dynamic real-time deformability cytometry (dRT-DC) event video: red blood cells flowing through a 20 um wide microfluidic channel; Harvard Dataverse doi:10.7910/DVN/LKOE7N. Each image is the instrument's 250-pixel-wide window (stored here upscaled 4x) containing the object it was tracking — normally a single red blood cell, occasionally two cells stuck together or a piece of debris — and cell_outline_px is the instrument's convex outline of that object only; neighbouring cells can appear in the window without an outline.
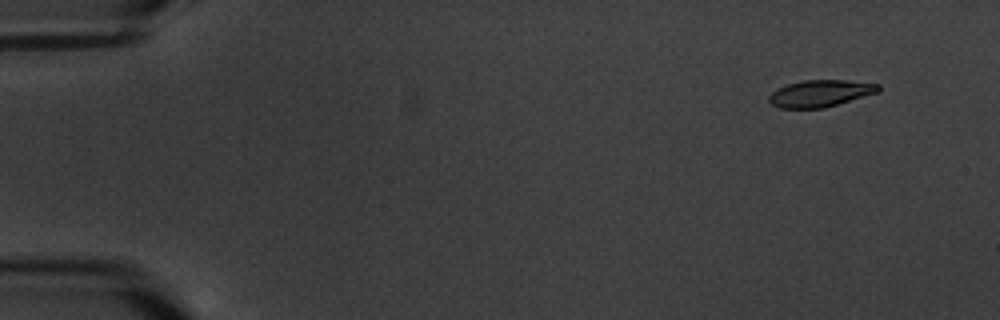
{"species": "common noctule bat (a hibernating species)", "species_latin": "Nyctalus noctula", "temperature_condition": "warm", "stored_images_in_passage": 5, "camera_frame_rate_fps": 3000, "um_per_image_px": 0.085, "animal": {"sex": "male", "body_mass_g": 20.1, "forearm_length_mm": 53.5}, "frame": {"image": 1, "passage_image": 1, "time_ms": 0.0, "image_size_px": [1000, 320], "cell_outline_px": [[880, 88], [876, 92], [824, 108], [780, 108], [772, 104], [768, 100], [768, 96], [776, 88], [788, 84], [804, 80], [844, 80], [880, 84]], "centroid_in_image_um": [69.67, 7.93], "position_along_channel_um": 15.3, "area_um2": 16.88}}